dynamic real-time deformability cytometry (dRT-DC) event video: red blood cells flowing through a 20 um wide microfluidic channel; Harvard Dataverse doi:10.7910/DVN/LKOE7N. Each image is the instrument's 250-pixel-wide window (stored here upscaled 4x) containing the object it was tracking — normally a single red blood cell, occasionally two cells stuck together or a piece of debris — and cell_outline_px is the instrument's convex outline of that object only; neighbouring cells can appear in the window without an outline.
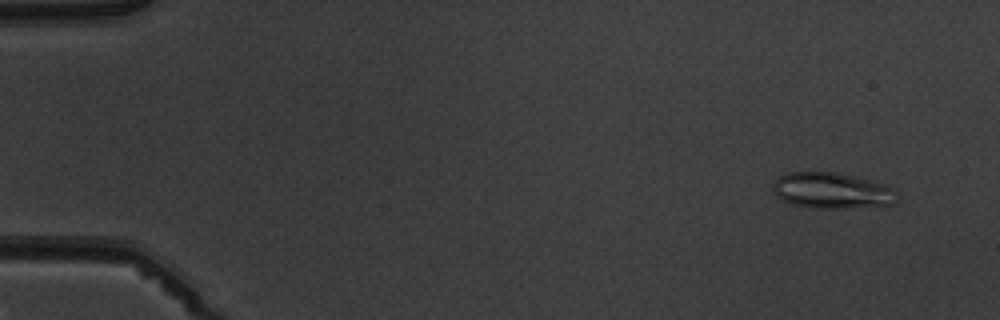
{"species": "common noctule bat (a hibernating species)", "species_latin": "Nyctalus noctula", "temperature_condition": "warm", "stored_images_in_passage": 4, "camera_frame_rate_fps": 3000, "um_per_image_px": 0.085, "animal": {"sex": "male", "body_mass_g": 19.5, "forearm_length_mm": 54.6}, "frame": {"image": 1, "passage_image": 1, "time_ms": 0.0, "image_size_px": [1000, 320], "cell_outline_px": [[896, 204], [844, 208], [808, 208], [784, 200], [776, 196], [772, 192], [772, 184], [780, 176], [788, 172], [836, 172], [868, 180], [880, 184], [896, 192]], "centroid_in_image_um": [70.65, 16.21], "position_along_channel_um": 14.4, "area_um2": 25.61}}